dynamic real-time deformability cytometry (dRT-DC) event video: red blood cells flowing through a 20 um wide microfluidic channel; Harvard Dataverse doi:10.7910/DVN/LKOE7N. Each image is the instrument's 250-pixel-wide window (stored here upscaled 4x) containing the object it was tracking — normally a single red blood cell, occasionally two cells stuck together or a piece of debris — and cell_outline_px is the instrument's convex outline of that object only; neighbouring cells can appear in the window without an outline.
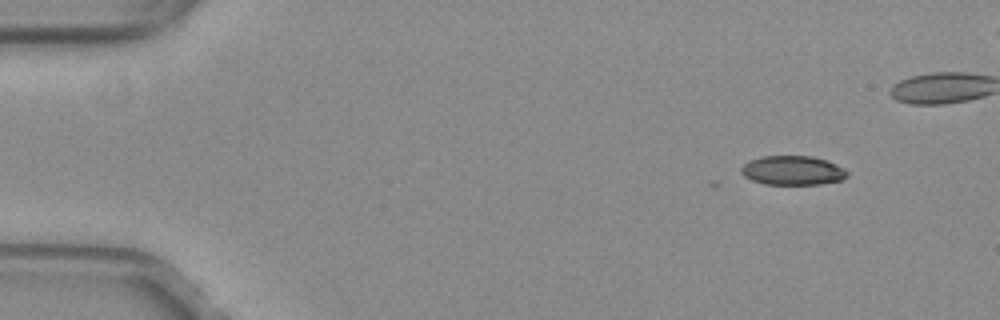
{"species": "common noctule bat (a hibernating species)", "species_latin": "Nyctalus noctula", "temperature_condition": "warm", "stored_images_in_passage": 5, "camera_frame_rate_fps": 3000, "um_per_image_px": 0.085, "animal": {"sex": "female", "body_mass_g": 29.2, "forearm_length_mm": 56.3}, "frame": {"image": 1, "passage_image": 1, "time_ms": 0.0, "image_size_px": [1000, 320], "cell_outline_px": [[848, 176], [840, 180], [820, 184], [764, 184], [752, 180], [744, 176], [740, 172], [740, 168], [748, 160], [760, 156], [812, 156], [828, 160], [844, 168], [848, 172]], "centroid_in_image_um": [67.36, 14.48], "position_along_channel_um": 17.6, "area_um2": 18.21}}